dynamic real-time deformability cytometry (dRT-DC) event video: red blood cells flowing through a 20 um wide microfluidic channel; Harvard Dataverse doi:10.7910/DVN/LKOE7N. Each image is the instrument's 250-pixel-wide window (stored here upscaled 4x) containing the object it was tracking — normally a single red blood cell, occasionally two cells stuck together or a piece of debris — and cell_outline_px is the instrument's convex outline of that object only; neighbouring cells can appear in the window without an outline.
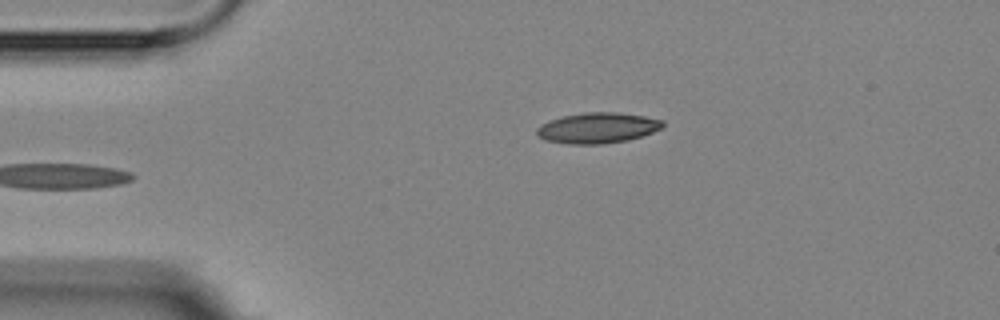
{"species": "Egyptian fruit bat (a non-hibernating species)", "species_latin": "Rousettus aegyptiacus", "temperature_condition": "room temperature", "stored_images_in_passage": 5, "camera_frame_rate_fps": 3000, "um_per_image_px": 0.085, "animal": {"sex": "female"}, "frame": {"image": 1, "passage_image": 5, "time_ms": 4.333, "image_size_px": [1000, 320], "cell_outline_px": [[664, 124], [660, 128], [652, 132], [628, 140], [600, 144], [568, 144], [544, 140], [536, 136], [536, 128], [540, 124], [548, 120], [564, 116], [584, 112], [616, 112], [644, 116], [664, 120]], "centroid_in_image_um": [50.73, 10.87], "position_along_channel_um": 34.3, "area_um2": 22.54}}